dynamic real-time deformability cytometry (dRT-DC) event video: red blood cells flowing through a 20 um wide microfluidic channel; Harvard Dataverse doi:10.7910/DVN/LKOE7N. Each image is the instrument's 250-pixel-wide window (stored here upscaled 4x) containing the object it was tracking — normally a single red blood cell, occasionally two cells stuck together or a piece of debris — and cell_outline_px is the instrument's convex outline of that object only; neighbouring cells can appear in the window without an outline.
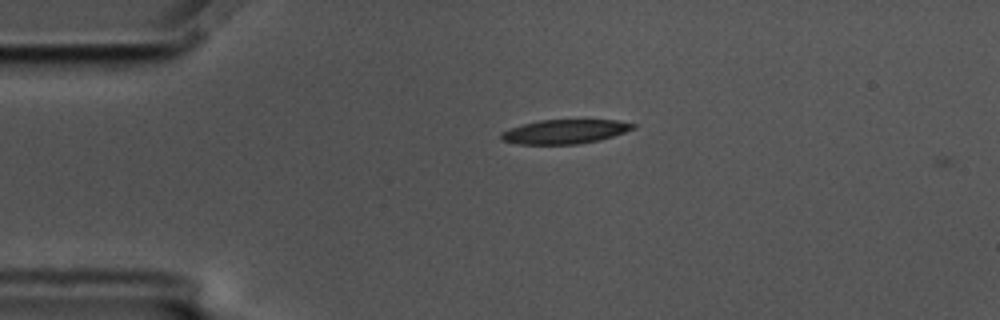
{"species": "common noctule bat (a hibernating species)", "species_latin": "Nyctalus noctula", "temperature_condition": "cold", "stored_images_in_passage": 2, "camera_frame_rate_fps": 3000, "um_per_image_px": 0.085, "animal": {"sex": "male", "body_mass_g": 17.5, "forearm_length_mm": 52.3}, "frame": {"image": 1, "passage_image": 1, "time_ms": 0.0, "image_size_px": [1000, 320], "cell_outline_px": [[636, 128], [600, 140], [576, 144], [516, 144], [500, 140], [500, 132], [524, 124], [540, 120], [616, 120], [636, 124]], "centroid_in_image_um": [48.0, 11.19], "position_along_channel_um": 37.0, "area_um2": 18.5}}